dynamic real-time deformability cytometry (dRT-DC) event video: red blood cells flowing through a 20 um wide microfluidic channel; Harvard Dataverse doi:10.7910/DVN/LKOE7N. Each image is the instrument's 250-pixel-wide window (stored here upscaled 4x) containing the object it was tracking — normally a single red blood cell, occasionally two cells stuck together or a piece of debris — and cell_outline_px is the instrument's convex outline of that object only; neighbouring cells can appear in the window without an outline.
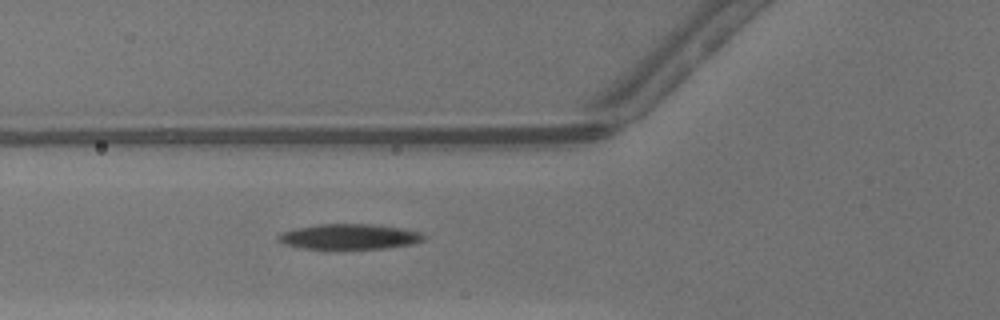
{"species": "common noctule bat (a hibernating species)", "species_latin": "Nyctalus noctula", "temperature_condition": "warm", "stored_images_in_passage": 16, "camera_frame_rate_fps": 3000, "um_per_image_px": 0.085, "animal": {"sex": "male", "body_mass_g": 13.3}, "frame": {"image": 1, "passage_image": 4, "time_ms": 1.0, "image_size_px": [1000, 320], "cell_outline_px": [[424, 240], [412, 244], [384, 248], [300, 248], [284, 244], [276, 240], [276, 236], [284, 232], [296, 228], [320, 224], [372, 224], [400, 228], [420, 232], [424, 236]], "centroid_in_image_um": [29.67, 20.11], "position_along_channel_um": 96.1, "area_um2": 21.15}}
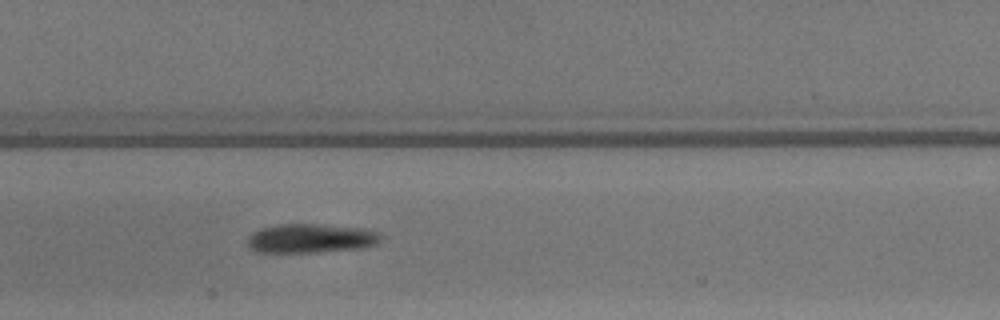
{"frame": {"image": 2, "passage_image": 10, "time_ms": 3.0, "image_size_px": [1000, 320], "cell_outline_px": [[380, 240], [376, 244], [364, 248], [316, 252], [260, 252], [252, 248], [248, 244], [248, 236], [252, 232], [260, 228], [280, 224], [316, 224], [352, 228], [380, 232]], "centroid_in_image_um": [26.39, 20.27], "position_along_channel_um": 181.0, "area_um2": 22.25}}
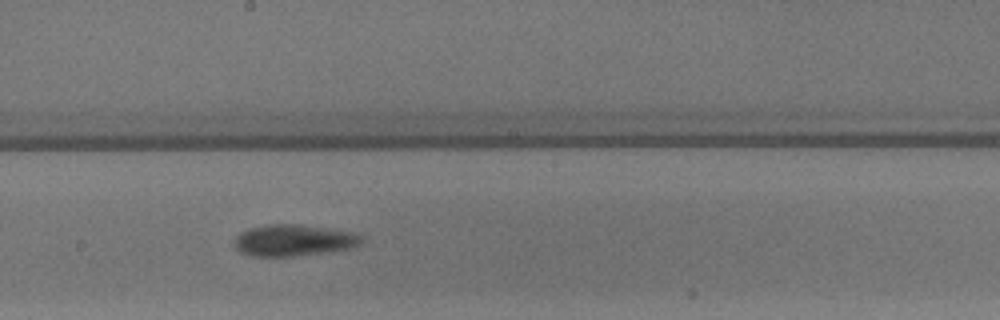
{"frame": {"image": 3, "passage_image": 13, "time_ms": 4.0, "image_size_px": [1000, 320], "cell_outline_px": [[364, 240], [360, 244], [352, 248], [296, 256], [252, 256], [240, 252], [236, 248], [236, 236], [240, 232], [252, 228], [268, 224], [296, 224], [356, 232], [364, 236]], "centroid_in_image_um": [25.02, 20.42], "position_along_channel_um": 223.2, "area_um2": 23.29}}